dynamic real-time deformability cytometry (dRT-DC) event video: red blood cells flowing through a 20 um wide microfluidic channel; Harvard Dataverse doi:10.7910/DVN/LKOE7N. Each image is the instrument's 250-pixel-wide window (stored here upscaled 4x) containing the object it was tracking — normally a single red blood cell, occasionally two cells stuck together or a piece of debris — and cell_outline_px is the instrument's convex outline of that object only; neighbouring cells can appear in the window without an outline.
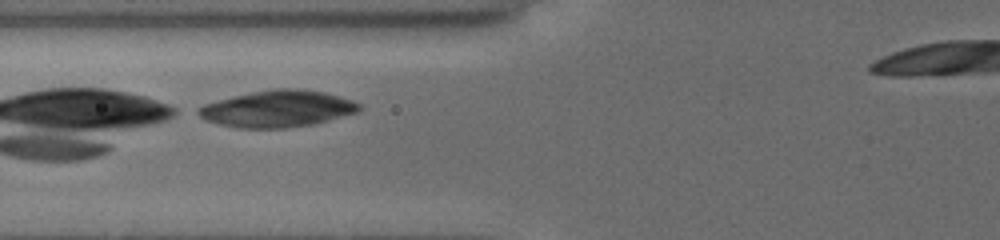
{"species": "common noctule bat (a hibernating species)", "species_latin": "Nyctalus noctula", "temperature_condition": "cold", "stored_images_in_passage": 8, "camera_frame_rate_fps": 3000, "um_per_image_px": 0.085, "animal": {"sex": "female", "body_mass_g": 19.5, "forearm_length_mm": 54.1}, "frame": {"image": 1, "passage_image": 3, "time_ms": 1.667, "image_size_px": [1000, 240], "cell_outline_px": [[360, 108], [356, 112], [312, 124], [284, 128], [236, 128], [204, 120], [192, 112], [196, 108], [204, 104], [232, 96], [272, 88], [300, 88], [324, 92], [340, 96], [352, 100], [360, 104]], "centroid_in_image_um": [23.51, 9.24], "position_along_channel_um": 102.3, "area_um2": 34.51}}
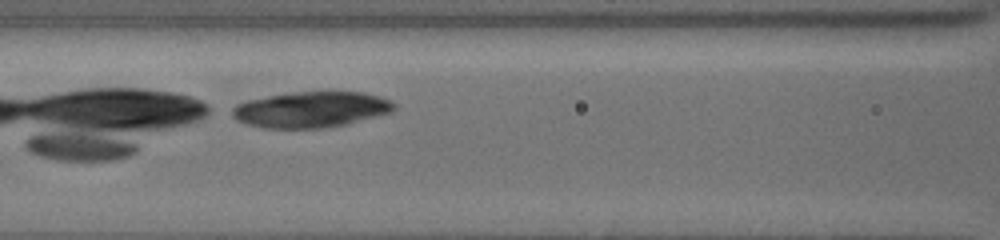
{"frame": {"image": 2, "passage_image": 5, "time_ms": 2.667, "image_size_px": [1000, 240], "cell_outline_px": [[396, 108], [392, 112], [344, 124], [320, 128], [268, 128], [252, 124], [240, 120], [232, 116], [232, 108], [236, 104], [248, 100], [268, 96], [292, 92], [328, 88], [332, 88], [364, 92], [380, 96], [396, 104]], "centroid_in_image_um": [26.52, 9.24], "position_along_channel_um": 140.1, "area_um2": 34.45}}